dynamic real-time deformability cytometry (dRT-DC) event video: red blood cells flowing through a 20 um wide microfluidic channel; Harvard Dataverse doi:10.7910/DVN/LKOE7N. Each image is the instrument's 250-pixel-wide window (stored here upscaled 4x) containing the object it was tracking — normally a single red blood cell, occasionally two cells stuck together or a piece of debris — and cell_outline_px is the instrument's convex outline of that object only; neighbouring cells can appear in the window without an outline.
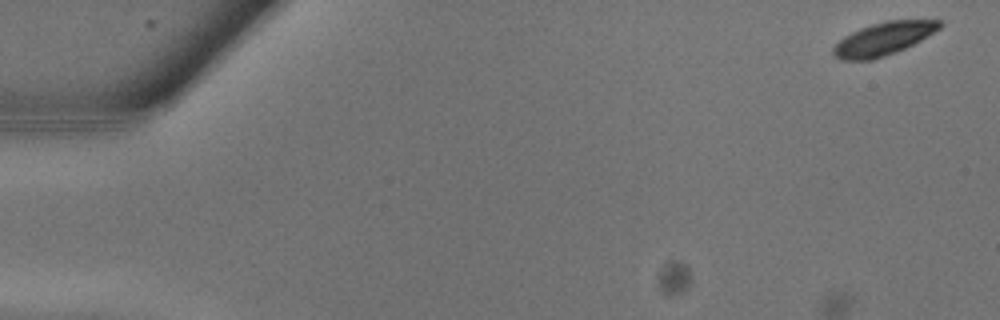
{"species": "common noctule bat (a hibernating species)", "species_latin": "Nyctalus noctula", "temperature_condition": "warm", "stored_images_in_passage": 28, "camera_frame_rate_fps": 3000, "um_per_image_px": 0.085, "animal": {"sex": "male", "body_mass_g": 13.3}, "frame": {"image": 1, "passage_image": 1, "time_ms": 0.0, "image_size_px": [1000, 320], "cell_outline_px": [[944, 24], [940, 28], [928, 36], [896, 52], [872, 60], [840, 60], [832, 56], [832, 48], [844, 36], [860, 28], [872, 24], [888, 20], [940, 20]], "centroid_in_image_um": [75.07, 3.3], "position_along_channel_um": 9.9, "area_um2": 20.35}}
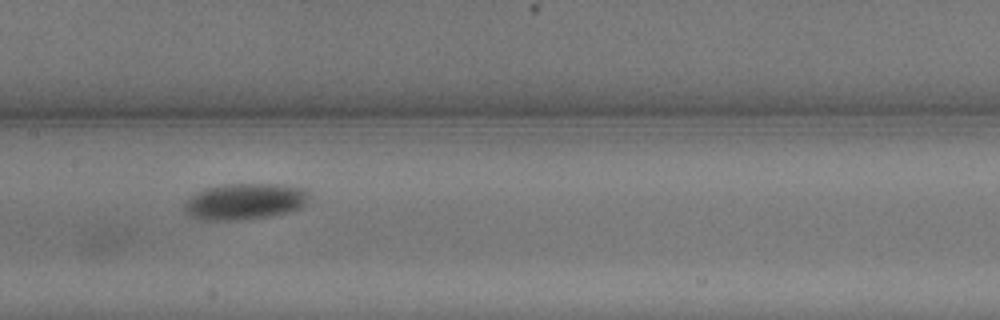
{"frame": {"image": 2, "passage_image": 14, "time_ms": 4.333, "image_size_px": [1000, 320], "cell_outline_px": [[312, 196], [300, 208], [288, 212], [268, 216], [232, 220], [216, 220], [192, 216], [184, 208], [184, 204], [196, 192], [204, 188], [224, 184], [280, 184], [304, 188]], "centroid_in_image_um": [20.87, 17.09], "position_along_channel_um": 186.5, "area_um2": 26.01}}
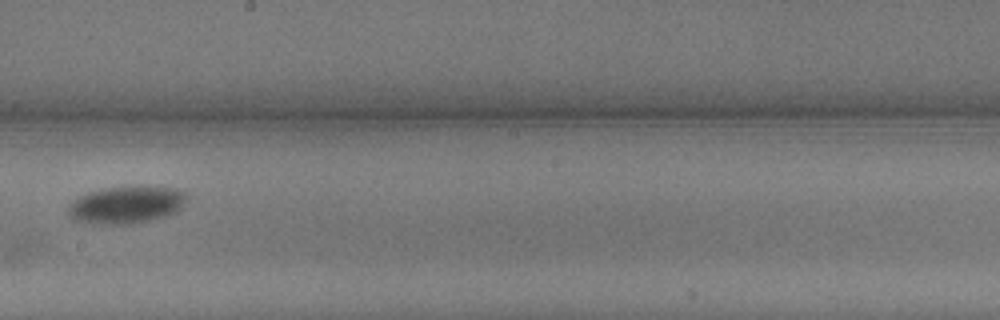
{"frame": {"image": 3, "passage_image": 16, "time_ms": 5.0, "image_size_px": [1000, 320], "cell_outline_px": [[188, 200], [176, 212], [164, 216], [148, 220], [128, 224], [108, 224], [72, 220], [68, 212], [68, 208], [80, 196], [88, 192], [100, 188], [176, 188], [188, 192]], "centroid_in_image_um": [10.78, 17.42], "position_along_channel_um": 237.4, "area_um2": 25.14}}